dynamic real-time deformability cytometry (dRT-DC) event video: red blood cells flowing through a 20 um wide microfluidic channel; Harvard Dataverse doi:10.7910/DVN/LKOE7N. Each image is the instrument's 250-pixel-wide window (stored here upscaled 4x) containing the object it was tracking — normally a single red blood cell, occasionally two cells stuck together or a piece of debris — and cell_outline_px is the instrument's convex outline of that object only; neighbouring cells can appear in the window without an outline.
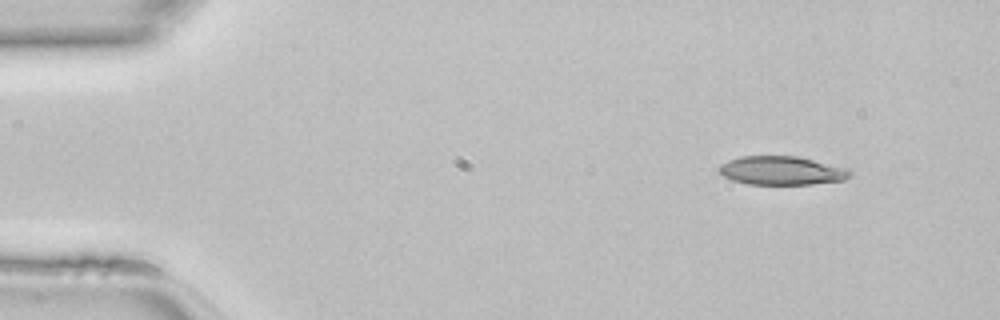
{"species": "common noctule bat (a hibernating species)", "species_latin": "Nyctalus noctula", "temperature_condition": "room temperature", "stored_images_in_passage": 43, "camera_frame_rate_fps": 3000, "um_per_image_px": 0.085, "animal": {"sex": "female", "body_mass_g": 22.7, "forearm_length_mm": 54.2}, "frame": {"image": 1, "passage_image": 1, "time_ms": 0.0, "image_size_px": [1000, 320], "cell_outline_px": [[852, 176], [844, 180], [812, 184], [748, 184], [732, 180], [724, 176], [716, 168], [720, 164], [728, 160], [740, 156], [796, 156], [848, 168], [852, 172]], "centroid_in_image_um": [66.44, 14.5], "position_along_channel_um": 18.6, "area_um2": 21.96}}
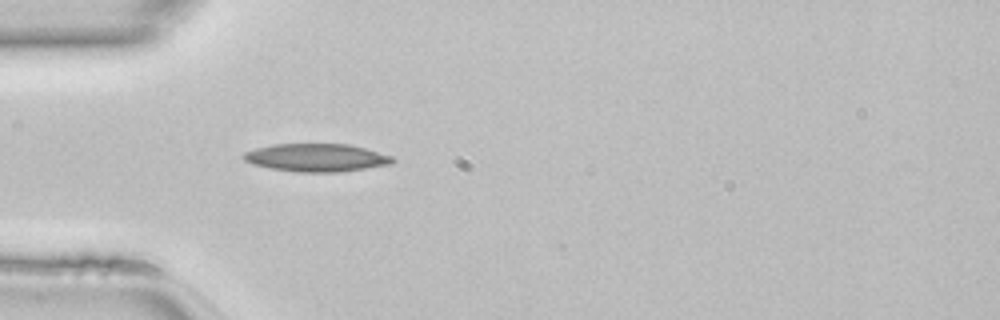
{"frame": {"image": 2, "passage_image": 10, "time_ms": 3.0, "image_size_px": [1000, 320], "cell_outline_px": [[396, 160], [392, 164], [340, 172], [296, 172], [272, 168], [252, 164], [244, 160], [240, 156], [244, 152], [256, 148], [272, 144], [348, 144], [364, 148], [392, 156]], "centroid_in_image_um": [26.88, 13.4], "position_along_channel_um": 58.1, "area_um2": 24.28}}
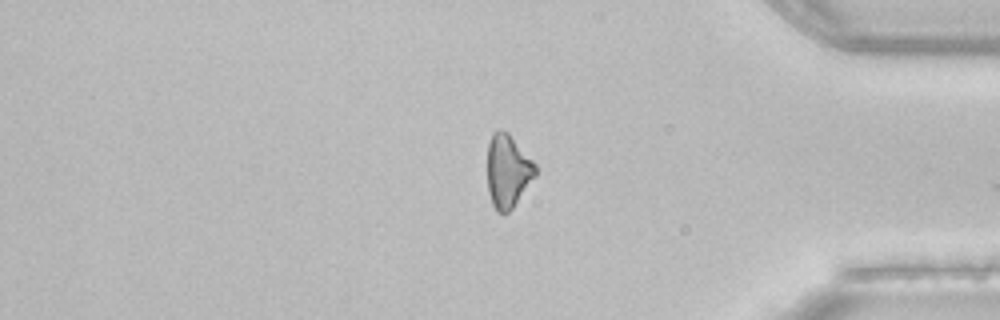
{"frame": {"image": 3, "passage_image": 35, "time_ms": 11.333, "image_size_px": [1000, 320], "cell_outline_px": [[536, 176], [512, 208], [508, 212], [496, 212], [492, 204], [488, 192], [488, 140], [492, 132], [496, 128], [500, 128], [508, 132], [536, 164]], "centroid_in_image_um": [43.15, 14.5], "position_along_channel_um": 392.1, "area_um2": 20.63}}